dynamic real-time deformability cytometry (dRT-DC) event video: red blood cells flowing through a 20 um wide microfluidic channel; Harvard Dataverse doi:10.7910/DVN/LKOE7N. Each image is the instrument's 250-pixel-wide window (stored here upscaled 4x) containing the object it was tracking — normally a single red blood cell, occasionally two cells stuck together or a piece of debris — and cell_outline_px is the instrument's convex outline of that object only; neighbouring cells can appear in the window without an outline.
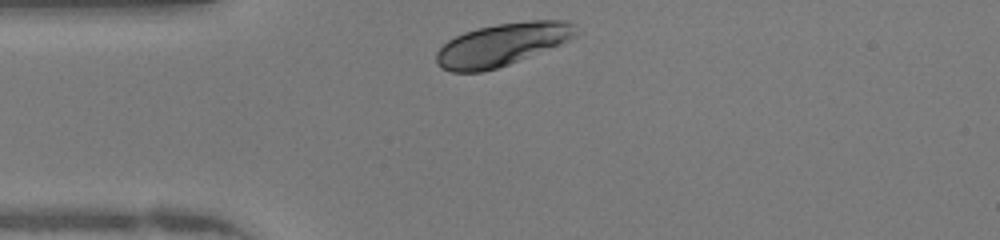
{"species": "human", "species_latin": "Homo sapiens", "temperature_condition": "warm", "stored_images_in_passage": 28, "camera_frame_rate_fps": 3000, "um_per_image_px": 0.085, "donor": {"sex": "female"}, "frame": {"image": 1, "passage_image": 1, "time_ms": 0.0, "image_size_px": [1000, 240], "cell_outline_px": [[576, 36], [560, 44], [508, 64], [496, 68], [480, 72], [452, 72], [440, 68], [436, 60], [436, 52], [448, 40], [464, 32], [476, 28], [496, 24], [528, 20], [568, 20], [572, 24], [576, 32]], "centroid_in_image_um": [42.64, 3.77], "position_along_channel_um": 42.4, "area_um2": 34.39}}
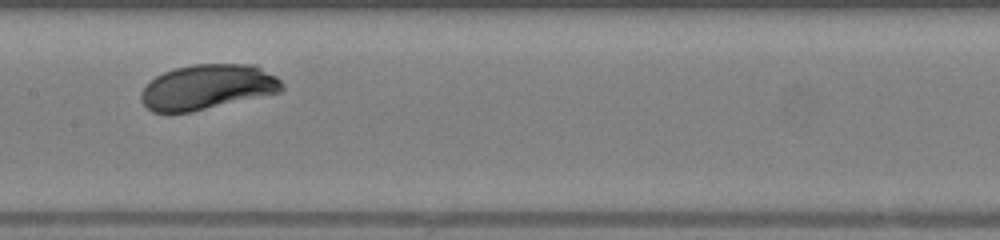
{"frame": {"image": 2, "passage_image": 13, "time_ms": 4.0, "image_size_px": [1000, 240], "cell_outline_px": [[284, 88], [280, 92], [192, 112], [152, 112], [140, 100], [140, 92], [156, 76], [164, 72], [176, 68], [192, 64], [256, 64], [276, 76], [284, 84]], "centroid_in_image_um": [17.66, 7.39], "position_along_channel_um": 189.7, "area_um2": 36.99}}
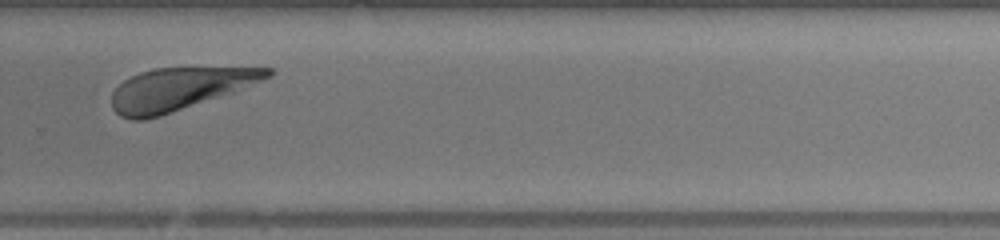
{"frame": {"image": 3, "passage_image": 22, "time_ms": 7.0, "image_size_px": [1000, 240], "cell_outline_px": [[272, 76], [232, 92], [160, 116], [144, 120], [132, 120], [120, 116], [112, 108], [112, 92], [124, 80], [140, 72], [152, 68], [272, 68]], "centroid_in_image_um": [15.17, 7.57], "position_along_channel_um": 314.6, "area_um2": 37.86}, "authors_computed_cell_mechanics": {"area_um2": 37.7145, "velocity_mm_per_s": 4.166, "shape_relaxation_time_tau1_ms": 1.1773, "shape_relaxation_time_tau2_ms": null, "deformation_change_tau1": 0.0967, "deformation_change_tau2": null}}